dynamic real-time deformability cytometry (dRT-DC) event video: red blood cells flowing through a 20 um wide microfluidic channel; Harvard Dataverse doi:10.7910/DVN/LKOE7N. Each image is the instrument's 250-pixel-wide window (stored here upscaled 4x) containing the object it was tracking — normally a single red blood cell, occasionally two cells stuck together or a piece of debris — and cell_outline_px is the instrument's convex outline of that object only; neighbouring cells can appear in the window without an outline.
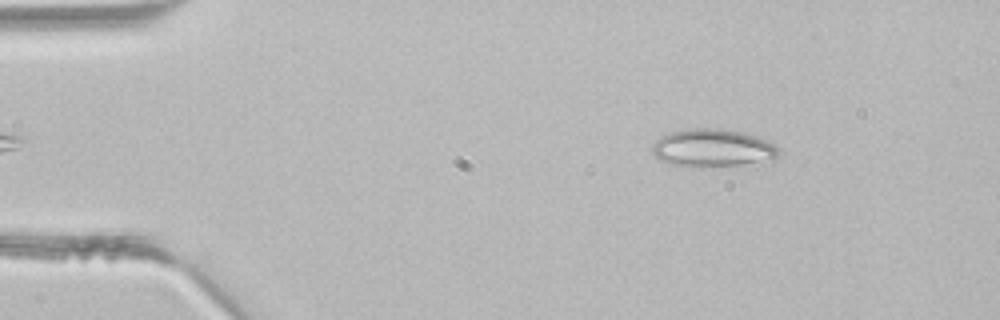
{"species": "common noctule bat (a hibernating species)", "species_latin": "Nyctalus noctula", "temperature_condition": "room temperature", "stored_images_in_passage": 4, "camera_frame_rate_fps": 3000, "um_per_image_px": 0.085, "animal": {"sex": "male", "body_mass_g": 21.5, "forearm_length_mm": 52.0}, "frame": {"image": 1, "passage_image": 4, "time_ms": 1.0, "image_size_px": [1000, 320], "cell_outline_px": [[780, 152], [772, 160], [740, 164], [672, 164], [660, 160], [652, 152], [652, 144], [660, 136], [668, 132], [688, 128], [720, 128], [744, 132], [756, 136], [780, 148]], "centroid_in_image_um": [60.56, 12.52], "position_along_channel_um": 24.4, "area_um2": 27.11}}